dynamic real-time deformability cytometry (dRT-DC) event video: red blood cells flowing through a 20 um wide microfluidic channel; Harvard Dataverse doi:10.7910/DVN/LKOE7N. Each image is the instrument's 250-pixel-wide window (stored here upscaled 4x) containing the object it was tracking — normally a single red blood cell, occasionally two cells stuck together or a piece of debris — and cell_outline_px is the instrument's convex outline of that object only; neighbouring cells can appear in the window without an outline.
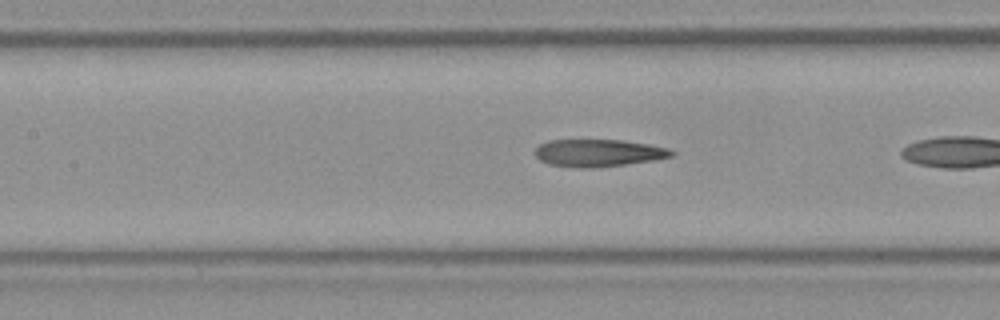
{"species": "Egyptian fruit bat (a non-hibernating species)", "species_latin": "Rousettus aegyptiacus", "temperature_condition": "room temperature", "stored_images_in_passage": 15, "camera_frame_rate_fps": 3000, "um_per_image_px": 0.085, "frame": {"image": 1, "passage_image": 7, "time_ms": 2.0, "image_size_px": [1000, 320], "cell_outline_px": [[676, 152], [672, 156], [656, 160], [592, 168], [580, 168], [548, 164], [540, 160], [536, 156], [536, 148], [540, 144], [548, 140], [624, 140], [648, 144], [668, 148]], "centroid_in_image_um": [50.88, 13.0], "position_along_channel_um": 156.5, "area_um2": 21.73}}
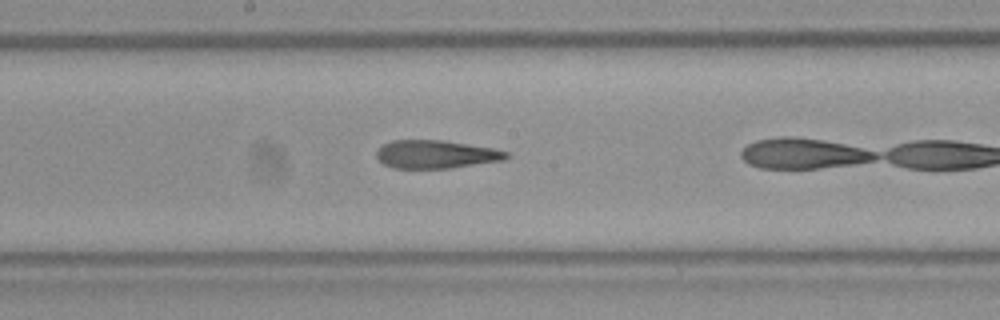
{"frame": {"image": 2, "passage_image": 11, "time_ms": 3.333, "image_size_px": [1000, 320], "cell_outline_px": [[512, 156], [504, 160], [448, 168], [392, 168], [384, 164], [376, 156], [376, 152], [384, 144], [392, 140], [444, 140], [492, 148], [508, 152]], "centroid_in_image_um": [37.07, 13.11], "position_along_channel_um": 211.1, "area_um2": 21.21}}